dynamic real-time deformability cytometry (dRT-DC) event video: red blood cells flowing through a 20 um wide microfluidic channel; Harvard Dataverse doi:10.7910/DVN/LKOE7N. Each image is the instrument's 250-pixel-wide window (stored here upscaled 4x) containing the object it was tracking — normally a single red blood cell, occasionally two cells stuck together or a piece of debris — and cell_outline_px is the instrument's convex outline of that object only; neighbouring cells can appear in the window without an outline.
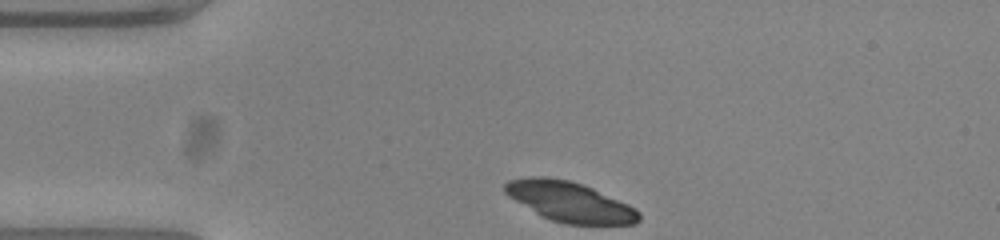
{"species": "common noctule bat (a hibernating species)", "species_latin": "Nyctalus noctula", "temperature_condition": "warm", "stored_images_in_passage": 10, "camera_frame_rate_fps": 3000, "um_per_image_px": 0.085, "animal": {"sex": "female", "body_mass_g": 23.0, "forearm_length_mm": 53.4}, "frame": {"image": 1, "passage_image": 1, "time_ms": 0.0, "image_size_px": [1000, 240], "cell_outline_px": [[640, 220], [636, 224], [564, 224], [540, 216], [508, 196], [504, 192], [504, 184], [508, 180], [528, 176], [544, 176], [568, 180], [584, 184], [628, 204], [636, 208], [640, 212]], "centroid_in_image_um": [48.41, 17.14], "position_along_channel_um": 36.6, "area_um2": 31.44}}